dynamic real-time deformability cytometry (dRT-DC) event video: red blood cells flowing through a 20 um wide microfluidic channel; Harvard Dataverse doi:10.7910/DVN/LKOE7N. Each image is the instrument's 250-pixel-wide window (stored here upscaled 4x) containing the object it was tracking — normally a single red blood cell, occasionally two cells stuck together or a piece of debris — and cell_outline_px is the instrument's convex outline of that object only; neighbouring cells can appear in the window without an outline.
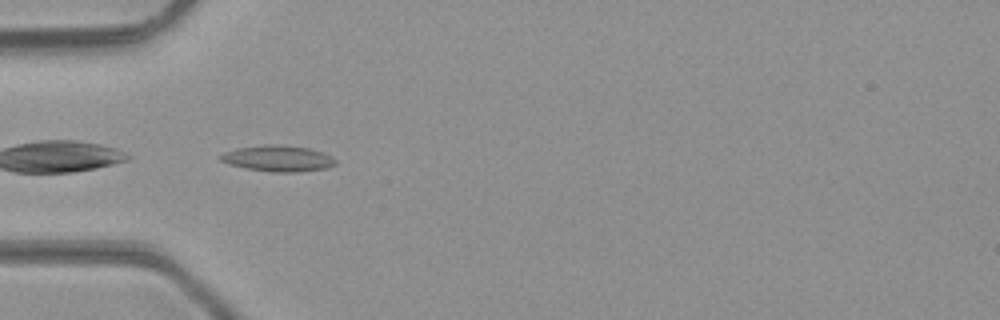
{"species": "common noctule bat (a hibernating species)", "species_latin": "Nyctalus noctula", "temperature_condition": "room temperature", "stored_images_in_passage": 47, "camera_frame_rate_fps": 3000, "um_per_image_px": 0.085, "animal": {"sex": "male", "body_mass_g": 23.1, "forearm_length_mm": 52.7}, "frame": {"image": 1, "passage_image": 14, "time_ms": 4.333, "image_size_px": [1000, 320], "cell_outline_px": [[336, 164], [324, 168], [296, 172], [276, 172], [244, 168], [228, 164], [220, 160], [220, 156], [224, 152], [236, 148], [264, 144], [272, 144], [308, 148], [324, 152], [332, 156], [336, 160]], "centroid_in_image_um": [23.61, 13.46], "position_along_channel_um": 61.4, "area_um2": 17.4}}
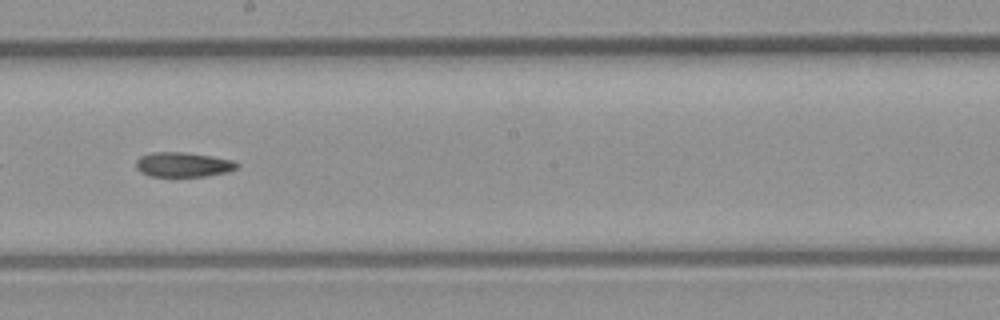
{"frame": {"image": 2, "passage_image": 26, "time_ms": 8.333, "image_size_px": [1000, 320], "cell_outline_px": [[240, 164], [236, 168], [228, 172], [208, 176], [152, 176], [140, 172], [136, 168], [136, 160], [140, 156], [152, 152], [180, 152], [212, 156], [232, 160]], "centroid_in_image_um": [15.56, 13.99], "position_along_channel_um": 232.6, "area_um2": 14.51}}
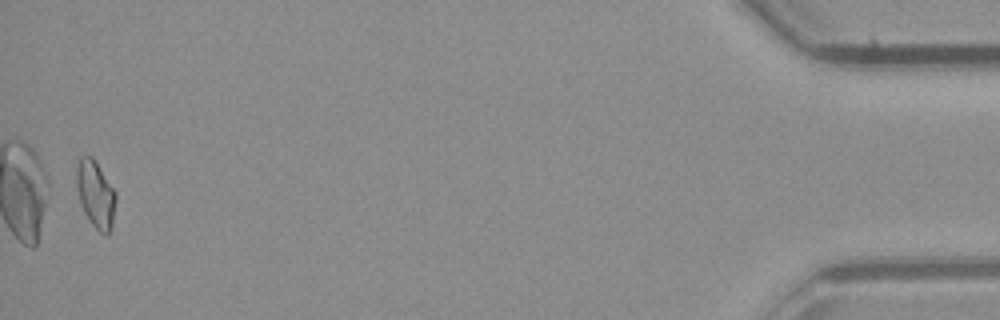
{"frame": {"image": 3, "passage_image": 46, "time_ms": 15.0, "image_size_px": [1000, 320], "cell_outline_px": [[116, 200], [112, 228], [108, 236], [100, 232], [92, 224], [84, 212], [76, 188], [76, 168], [80, 156], [92, 156], [116, 192]], "centroid_in_image_um": [8.13, 16.52], "position_along_channel_um": 427.1, "area_um2": 15.37}}